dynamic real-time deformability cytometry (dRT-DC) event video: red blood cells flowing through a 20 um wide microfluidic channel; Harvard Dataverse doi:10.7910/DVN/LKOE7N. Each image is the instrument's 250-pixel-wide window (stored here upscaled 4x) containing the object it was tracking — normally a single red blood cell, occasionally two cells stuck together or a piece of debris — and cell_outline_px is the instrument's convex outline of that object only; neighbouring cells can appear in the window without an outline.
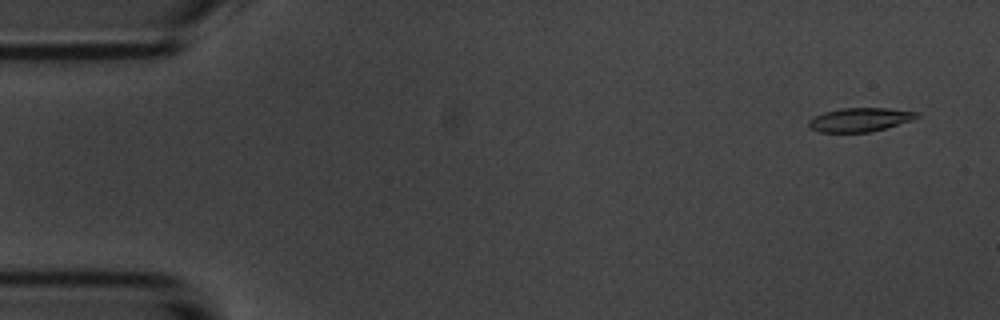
{"species": "common noctule bat (a hibernating species)", "species_latin": "Nyctalus noctula", "temperature_condition": "room temperature", "stored_images_in_passage": 4, "camera_frame_rate_fps": 3000, "um_per_image_px": 0.085, "animal": {"sex": "male", "body_mass_g": 20.1, "forearm_length_mm": 53.5}, "frame": {"image": 1, "passage_image": 1, "time_ms": 0.0, "image_size_px": [1000, 320], "cell_outline_px": [[920, 116], [912, 120], [872, 132], [820, 132], [808, 128], [808, 120], [824, 112], [840, 108], [888, 108], [916, 112]], "centroid_in_image_um": [73.06, 10.18], "position_along_channel_um": 11.9, "area_um2": 14.97}}
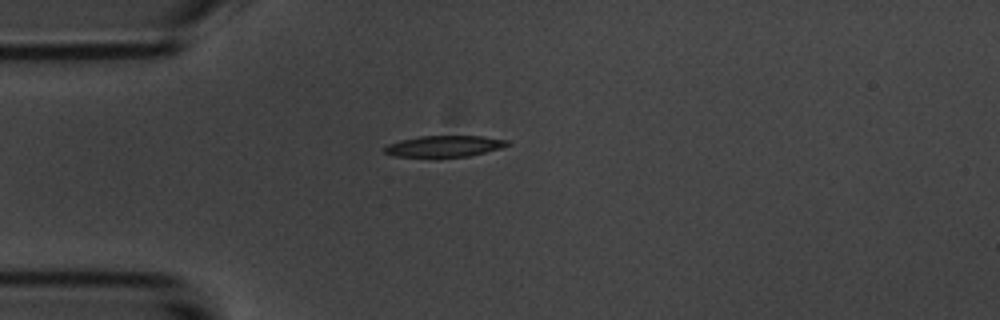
{"frame": {"image": 2, "passage_image": 4, "time_ms": 3.667, "image_size_px": [1000, 320], "cell_outline_px": [[512, 144], [500, 148], [468, 156], [396, 156], [384, 152], [384, 148], [388, 144], [400, 140], [420, 136], [484, 136], [512, 140]], "centroid_in_image_um": [37.84, 12.4], "position_along_channel_um": 47.2, "area_um2": 15.03}}